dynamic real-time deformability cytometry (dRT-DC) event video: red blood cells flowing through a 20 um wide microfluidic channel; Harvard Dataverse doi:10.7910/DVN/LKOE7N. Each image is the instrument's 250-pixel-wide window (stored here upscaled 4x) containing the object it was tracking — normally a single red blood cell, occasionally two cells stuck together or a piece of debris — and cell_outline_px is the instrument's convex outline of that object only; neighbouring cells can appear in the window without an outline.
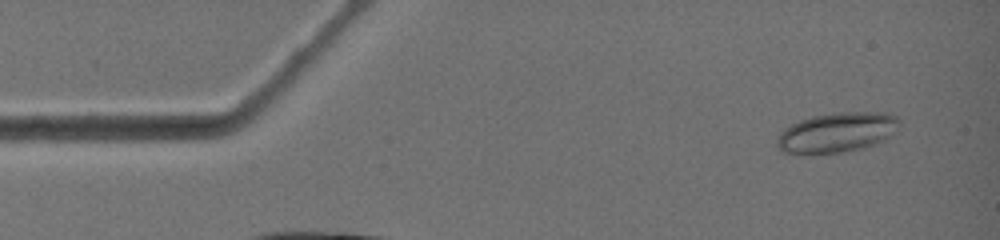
{"species": "common noctule bat (a hibernating species)", "species_latin": "Nyctalus noctula", "temperature_condition": "warm", "stored_images_in_passage": 11, "camera_frame_rate_fps": 3000, "um_per_image_px": 0.085, "animal": {"sex": "female", "body_mass_g": 19.0, "forearm_length_mm": 51.5}, "frame": {"image": 1, "passage_image": 1, "time_ms": 0.0, "image_size_px": [1000, 240], "cell_outline_px": [[900, 124], [884, 140], [876, 144], [864, 148], [844, 152], [812, 156], [804, 156], [784, 152], [776, 148], [776, 140], [780, 132], [784, 128], [800, 120], [812, 116], [836, 112], [884, 112], [896, 116], [900, 120]], "centroid_in_image_um": [71.07, 11.3], "position_along_channel_um": 13.9, "area_um2": 29.19}}